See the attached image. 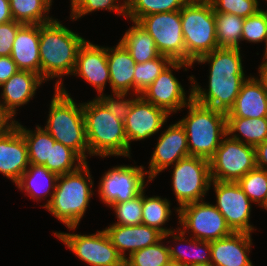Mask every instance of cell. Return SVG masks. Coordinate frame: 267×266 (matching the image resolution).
<instances>
[{
  "mask_svg": "<svg viewBox=\"0 0 267 266\" xmlns=\"http://www.w3.org/2000/svg\"><path fill=\"white\" fill-rule=\"evenodd\" d=\"M215 12L229 13L243 18L261 10L260 0H208Z\"/></svg>",
  "mask_w": 267,
  "mask_h": 266,
  "instance_id": "60d3db41",
  "label": "cell"
},
{
  "mask_svg": "<svg viewBox=\"0 0 267 266\" xmlns=\"http://www.w3.org/2000/svg\"><path fill=\"white\" fill-rule=\"evenodd\" d=\"M82 36L63 25L57 18L39 25L40 76L47 82L58 78L55 89H60L63 77L73 74L77 53L85 42Z\"/></svg>",
  "mask_w": 267,
  "mask_h": 266,
  "instance_id": "7a4b0ae2",
  "label": "cell"
},
{
  "mask_svg": "<svg viewBox=\"0 0 267 266\" xmlns=\"http://www.w3.org/2000/svg\"><path fill=\"white\" fill-rule=\"evenodd\" d=\"M267 24L265 13L259 10L256 14L244 18L241 41L249 43L266 42Z\"/></svg>",
  "mask_w": 267,
  "mask_h": 266,
  "instance_id": "b9f144b4",
  "label": "cell"
},
{
  "mask_svg": "<svg viewBox=\"0 0 267 266\" xmlns=\"http://www.w3.org/2000/svg\"><path fill=\"white\" fill-rule=\"evenodd\" d=\"M259 77L258 80L261 82L263 88L267 91V55H263V60L260 66L257 68Z\"/></svg>",
  "mask_w": 267,
  "mask_h": 266,
  "instance_id": "c3c4849f",
  "label": "cell"
},
{
  "mask_svg": "<svg viewBox=\"0 0 267 266\" xmlns=\"http://www.w3.org/2000/svg\"><path fill=\"white\" fill-rule=\"evenodd\" d=\"M10 57L19 70L40 75L39 25L24 24L18 30Z\"/></svg>",
  "mask_w": 267,
  "mask_h": 266,
  "instance_id": "d4e9b609",
  "label": "cell"
},
{
  "mask_svg": "<svg viewBox=\"0 0 267 266\" xmlns=\"http://www.w3.org/2000/svg\"><path fill=\"white\" fill-rule=\"evenodd\" d=\"M261 10L265 13V18H266V24H267V10H264L261 8ZM265 44V49H264V54L263 55H267V35H266V42L264 43Z\"/></svg>",
  "mask_w": 267,
  "mask_h": 266,
  "instance_id": "f907efd6",
  "label": "cell"
},
{
  "mask_svg": "<svg viewBox=\"0 0 267 266\" xmlns=\"http://www.w3.org/2000/svg\"><path fill=\"white\" fill-rule=\"evenodd\" d=\"M85 161L71 148L60 142L51 145L50 163L44 166L57 176L77 170Z\"/></svg>",
  "mask_w": 267,
  "mask_h": 266,
  "instance_id": "e575fe53",
  "label": "cell"
},
{
  "mask_svg": "<svg viewBox=\"0 0 267 266\" xmlns=\"http://www.w3.org/2000/svg\"><path fill=\"white\" fill-rule=\"evenodd\" d=\"M173 60L165 55L146 61L136 63L134 67V94L140 95Z\"/></svg>",
  "mask_w": 267,
  "mask_h": 266,
  "instance_id": "d590c367",
  "label": "cell"
},
{
  "mask_svg": "<svg viewBox=\"0 0 267 266\" xmlns=\"http://www.w3.org/2000/svg\"><path fill=\"white\" fill-rule=\"evenodd\" d=\"M131 94L112 93L111 95L100 94L96 98L107 108V110L122 122L125 121L128 113L131 111L134 100L139 96L132 94L131 98H125ZM135 95V97H134ZM133 97V98H132Z\"/></svg>",
  "mask_w": 267,
  "mask_h": 266,
  "instance_id": "7bdbcfd3",
  "label": "cell"
},
{
  "mask_svg": "<svg viewBox=\"0 0 267 266\" xmlns=\"http://www.w3.org/2000/svg\"><path fill=\"white\" fill-rule=\"evenodd\" d=\"M145 191H143L142 224L157 229L163 235L175 230L163 227L172 215L170 200L157 195L148 197Z\"/></svg>",
  "mask_w": 267,
  "mask_h": 266,
  "instance_id": "1f68e13d",
  "label": "cell"
},
{
  "mask_svg": "<svg viewBox=\"0 0 267 266\" xmlns=\"http://www.w3.org/2000/svg\"><path fill=\"white\" fill-rule=\"evenodd\" d=\"M107 64L111 93L134 94V67L136 63L122 43L118 42L114 47H107Z\"/></svg>",
  "mask_w": 267,
  "mask_h": 266,
  "instance_id": "cb8c5ba5",
  "label": "cell"
},
{
  "mask_svg": "<svg viewBox=\"0 0 267 266\" xmlns=\"http://www.w3.org/2000/svg\"><path fill=\"white\" fill-rule=\"evenodd\" d=\"M178 225L185 234L203 241H213L230 235L233 231L227 225L221 212L204 200L185 204L178 208ZM187 232V233H186Z\"/></svg>",
  "mask_w": 267,
  "mask_h": 266,
  "instance_id": "30bf717a",
  "label": "cell"
},
{
  "mask_svg": "<svg viewBox=\"0 0 267 266\" xmlns=\"http://www.w3.org/2000/svg\"><path fill=\"white\" fill-rule=\"evenodd\" d=\"M256 151V165L258 168L267 171V140L255 147Z\"/></svg>",
  "mask_w": 267,
  "mask_h": 266,
  "instance_id": "bcb514c9",
  "label": "cell"
},
{
  "mask_svg": "<svg viewBox=\"0 0 267 266\" xmlns=\"http://www.w3.org/2000/svg\"><path fill=\"white\" fill-rule=\"evenodd\" d=\"M54 235L88 266H119L124 261L104 229L88 235L60 231Z\"/></svg>",
  "mask_w": 267,
  "mask_h": 266,
  "instance_id": "4fadbf2b",
  "label": "cell"
},
{
  "mask_svg": "<svg viewBox=\"0 0 267 266\" xmlns=\"http://www.w3.org/2000/svg\"><path fill=\"white\" fill-rule=\"evenodd\" d=\"M237 183L252 203L262 206L267 198V171L254 168L241 177Z\"/></svg>",
  "mask_w": 267,
  "mask_h": 266,
  "instance_id": "f35d334b",
  "label": "cell"
},
{
  "mask_svg": "<svg viewBox=\"0 0 267 266\" xmlns=\"http://www.w3.org/2000/svg\"><path fill=\"white\" fill-rule=\"evenodd\" d=\"M226 129L230 138L256 147L267 140V117H226Z\"/></svg>",
  "mask_w": 267,
  "mask_h": 266,
  "instance_id": "83f0119b",
  "label": "cell"
},
{
  "mask_svg": "<svg viewBox=\"0 0 267 266\" xmlns=\"http://www.w3.org/2000/svg\"><path fill=\"white\" fill-rule=\"evenodd\" d=\"M82 109L90 157H129L124 122L111 114L96 97L83 102Z\"/></svg>",
  "mask_w": 267,
  "mask_h": 266,
  "instance_id": "277c9868",
  "label": "cell"
},
{
  "mask_svg": "<svg viewBox=\"0 0 267 266\" xmlns=\"http://www.w3.org/2000/svg\"><path fill=\"white\" fill-rule=\"evenodd\" d=\"M43 83L45 81L39 74L28 70H18L0 86L2 87L0 109L16 121L14 118L17 109L28 104Z\"/></svg>",
  "mask_w": 267,
  "mask_h": 266,
  "instance_id": "d6986e66",
  "label": "cell"
},
{
  "mask_svg": "<svg viewBox=\"0 0 267 266\" xmlns=\"http://www.w3.org/2000/svg\"><path fill=\"white\" fill-rule=\"evenodd\" d=\"M70 0V19L73 21L99 10H108L126 19V0ZM120 2V3H119Z\"/></svg>",
  "mask_w": 267,
  "mask_h": 266,
  "instance_id": "8d00e7d4",
  "label": "cell"
},
{
  "mask_svg": "<svg viewBox=\"0 0 267 266\" xmlns=\"http://www.w3.org/2000/svg\"><path fill=\"white\" fill-rule=\"evenodd\" d=\"M119 266H131V265L124 260Z\"/></svg>",
  "mask_w": 267,
  "mask_h": 266,
  "instance_id": "11a10c76",
  "label": "cell"
},
{
  "mask_svg": "<svg viewBox=\"0 0 267 266\" xmlns=\"http://www.w3.org/2000/svg\"><path fill=\"white\" fill-rule=\"evenodd\" d=\"M189 266H213L211 263H194Z\"/></svg>",
  "mask_w": 267,
  "mask_h": 266,
  "instance_id": "816d5d0a",
  "label": "cell"
},
{
  "mask_svg": "<svg viewBox=\"0 0 267 266\" xmlns=\"http://www.w3.org/2000/svg\"><path fill=\"white\" fill-rule=\"evenodd\" d=\"M129 27L119 40L128 50L135 63H144L146 61L158 58L161 54L158 52L154 39L151 35L136 21Z\"/></svg>",
  "mask_w": 267,
  "mask_h": 266,
  "instance_id": "f1b7e54d",
  "label": "cell"
},
{
  "mask_svg": "<svg viewBox=\"0 0 267 266\" xmlns=\"http://www.w3.org/2000/svg\"><path fill=\"white\" fill-rule=\"evenodd\" d=\"M164 237L156 244L140 249L125 261L131 266H164L171 261L169 248L164 244Z\"/></svg>",
  "mask_w": 267,
  "mask_h": 266,
  "instance_id": "74e56055",
  "label": "cell"
},
{
  "mask_svg": "<svg viewBox=\"0 0 267 266\" xmlns=\"http://www.w3.org/2000/svg\"><path fill=\"white\" fill-rule=\"evenodd\" d=\"M23 25L14 20L0 24V56L11 55L16 34Z\"/></svg>",
  "mask_w": 267,
  "mask_h": 266,
  "instance_id": "ee69618b",
  "label": "cell"
},
{
  "mask_svg": "<svg viewBox=\"0 0 267 266\" xmlns=\"http://www.w3.org/2000/svg\"><path fill=\"white\" fill-rule=\"evenodd\" d=\"M14 124L19 128L27 143L29 163L35 165L50 163L51 145L55 143L52 136L39 125L35 130H31L18 121Z\"/></svg>",
  "mask_w": 267,
  "mask_h": 266,
  "instance_id": "4dcf8cb0",
  "label": "cell"
},
{
  "mask_svg": "<svg viewBox=\"0 0 267 266\" xmlns=\"http://www.w3.org/2000/svg\"><path fill=\"white\" fill-rule=\"evenodd\" d=\"M261 207H262L264 210L267 211V198H266L265 202L262 204Z\"/></svg>",
  "mask_w": 267,
  "mask_h": 266,
  "instance_id": "db71d44e",
  "label": "cell"
},
{
  "mask_svg": "<svg viewBox=\"0 0 267 266\" xmlns=\"http://www.w3.org/2000/svg\"><path fill=\"white\" fill-rule=\"evenodd\" d=\"M192 66V64L184 61H172L140 95L169 115L177 113L193 99L192 76H189L191 88L187 96L184 87L174 76L172 69L179 71L183 68L184 71H187V68H192Z\"/></svg>",
  "mask_w": 267,
  "mask_h": 266,
  "instance_id": "7c38bea8",
  "label": "cell"
},
{
  "mask_svg": "<svg viewBox=\"0 0 267 266\" xmlns=\"http://www.w3.org/2000/svg\"><path fill=\"white\" fill-rule=\"evenodd\" d=\"M226 117H267V91L255 76H248L243 82L234 105Z\"/></svg>",
  "mask_w": 267,
  "mask_h": 266,
  "instance_id": "603a6c76",
  "label": "cell"
},
{
  "mask_svg": "<svg viewBox=\"0 0 267 266\" xmlns=\"http://www.w3.org/2000/svg\"><path fill=\"white\" fill-rule=\"evenodd\" d=\"M29 164L27 143L14 124L0 137V173L15 184Z\"/></svg>",
  "mask_w": 267,
  "mask_h": 266,
  "instance_id": "ffe728a7",
  "label": "cell"
},
{
  "mask_svg": "<svg viewBox=\"0 0 267 266\" xmlns=\"http://www.w3.org/2000/svg\"><path fill=\"white\" fill-rule=\"evenodd\" d=\"M72 75L82 77L84 81L95 87L98 95L103 94L105 85L109 83L110 86L107 47L85 40L78 50L76 66Z\"/></svg>",
  "mask_w": 267,
  "mask_h": 266,
  "instance_id": "ac0fdd59",
  "label": "cell"
},
{
  "mask_svg": "<svg viewBox=\"0 0 267 266\" xmlns=\"http://www.w3.org/2000/svg\"><path fill=\"white\" fill-rule=\"evenodd\" d=\"M170 115L139 95L133 102L125 121V133L131 159V142L145 140L157 134Z\"/></svg>",
  "mask_w": 267,
  "mask_h": 266,
  "instance_id": "e0dca14e",
  "label": "cell"
},
{
  "mask_svg": "<svg viewBox=\"0 0 267 266\" xmlns=\"http://www.w3.org/2000/svg\"><path fill=\"white\" fill-rule=\"evenodd\" d=\"M57 179L58 176L49 171L44 165L29 164L15 185L21 192H26V195L32 200L41 202V200H45L48 197L46 203L40 205V207L45 208L52 199Z\"/></svg>",
  "mask_w": 267,
  "mask_h": 266,
  "instance_id": "484cf974",
  "label": "cell"
},
{
  "mask_svg": "<svg viewBox=\"0 0 267 266\" xmlns=\"http://www.w3.org/2000/svg\"><path fill=\"white\" fill-rule=\"evenodd\" d=\"M14 122L0 109V137L14 125Z\"/></svg>",
  "mask_w": 267,
  "mask_h": 266,
  "instance_id": "681fc988",
  "label": "cell"
},
{
  "mask_svg": "<svg viewBox=\"0 0 267 266\" xmlns=\"http://www.w3.org/2000/svg\"><path fill=\"white\" fill-rule=\"evenodd\" d=\"M180 16L185 42V62L192 64L219 48L215 11L208 0H189L180 10Z\"/></svg>",
  "mask_w": 267,
  "mask_h": 266,
  "instance_id": "52a82bcc",
  "label": "cell"
},
{
  "mask_svg": "<svg viewBox=\"0 0 267 266\" xmlns=\"http://www.w3.org/2000/svg\"><path fill=\"white\" fill-rule=\"evenodd\" d=\"M185 235L186 234L180 228H177L163 236L165 239L173 237L172 239L174 240H171L172 242L175 241L174 243H180H176L174 247L168 245L171 261L177 262L181 266H189L194 263H210L211 241L198 240L193 237L187 239L186 237H188V235ZM181 242H183V246L187 245L186 247L190 248V250L186 252V250H188L187 248H180V246H182ZM191 251L193 253L192 255H189Z\"/></svg>",
  "mask_w": 267,
  "mask_h": 266,
  "instance_id": "4316f807",
  "label": "cell"
},
{
  "mask_svg": "<svg viewBox=\"0 0 267 266\" xmlns=\"http://www.w3.org/2000/svg\"><path fill=\"white\" fill-rule=\"evenodd\" d=\"M9 0H0V24L12 21Z\"/></svg>",
  "mask_w": 267,
  "mask_h": 266,
  "instance_id": "7dc6e473",
  "label": "cell"
},
{
  "mask_svg": "<svg viewBox=\"0 0 267 266\" xmlns=\"http://www.w3.org/2000/svg\"><path fill=\"white\" fill-rule=\"evenodd\" d=\"M188 156L190 154L184 127L179 121L169 124L157 139L148 164L149 170H146L148 179L153 181L159 173Z\"/></svg>",
  "mask_w": 267,
  "mask_h": 266,
  "instance_id": "2e32d148",
  "label": "cell"
},
{
  "mask_svg": "<svg viewBox=\"0 0 267 266\" xmlns=\"http://www.w3.org/2000/svg\"><path fill=\"white\" fill-rule=\"evenodd\" d=\"M138 23L154 39L161 55L168 56L173 61L185 62V42L180 10L146 15Z\"/></svg>",
  "mask_w": 267,
  "mask_h": 266,
  "instance_id": "5bb4252c",
  "label": "cell"
},
{
  "mask_svg": "<svg viewBox=\"0 0 267 266\" xmlns=\"http://www.w3.org/2000/svg\"><path fill=\"white\" fill-rule=\"evenodd\" d=\"M18 70L16 63L10 56H0V86Z\"/></svg>",
  "mask_w": 267,
  "mask_h": 266,
  "instance_id": "f6af8a7d",
  "label": "cell"
},
{
  "mask_svg": "<svg viewBox=\"0 0 267 266\" xmlns=\"http://www.w3.org/2000/svg\"><path fill=\"white\" fill-rule=\"evenodd\" d=\"M189 0H126V19L138 22L154 13L181 10Z\"/></svg>",
  "mask_w": 267,
  "mask_h": 266,
  "instance_id": "836d02e7",
  "label": "cell"
},
{
  "mask_svg": "<svg viewBox=\"0 0 267 266\" xmlns=\"http://www.w3.org/2000/svg\"><path fill=\"white\" fill-rule=\"evenodd\" d=\"M184 108H188V115L179 122L187 135L189 154L210 160L227 135L226 112L200 105L193 99Z\"/></svg>",
  "mask_w": 267,
  "mask_h": 266,
  "instance_id": "8992f818",
  "label": "cell"
},
{
  "mask_svg": "<svg viewBox=\"0 0 267 266\" xmlns=\"http://www.w3.org/2000/svg\"><path fill=\"white\" fill-rule=\"evenodd\" d=\"M164 266H181V265H179L177 262L170 261L168 264H166Z\"/></svg>",
  "mask_w": 267,
  "mask_h": 266,
  "instance_id": "f5cc1de1",
  "label": "cell"
},
{
  "mask_svg": "<svg viewBox=\"0 0 267 266\" xmlns=\"http://www.w3.org/2000/svg\"><path fill=\"white\" fill-rule=\"evenodd\" d=\"M209 162L211 180L237 182L257 167L255 147L226 135Z\"/></svg>",
  "mask_w": 267,
  "mask_h": 266,
  "instance_id": "9c48e42d",
  "label": "cell"
},
{
  "mask_svg": "<svg viewBox=\"0 0 267 266\" xmlns=\"http://www.w3.org/2000/svg\"><path fill=\"white\" fill-rule=\"evenodd\" d=\"M48 119L43 127L56 142L75 151L85 162L89 154L82 103L77 104L66 88L54 89Z\"/></svg>",
  "mask_w": 267,
  "mask_h": 266,
  "instance_id": "5b68a950",
  "label": "cell"
},
{
  "mask_svg": "<svg viewBox=\"0 0 267 266\" xmlns=\"http://www.w3.org/2000/svg\"><path fill=\"white\" fill-rule=\"evenodd\" d=\"M241 49L217 48L192 63L210 64L208 89L202 88L192 75V98L203 106L228 112L234 105L243 82L244 73Z\"/></svg>",
  "mask_w": 267,
  "mask_h": 266,
  "instance_id": "6da1fadb",
  "label": "cell"
},
{
  "mask_svg": "<svg viewBox=\"0 0 267 266\" xmlns=\"http://www.w3.org/2000/svg\"><path fill=\"white\" fill-rule=\"evenodd\" d=\"M216 39L220 48H239L244 18L229 13L215 12Z\"/></svg>",
  "mask_w": 267,
  "mask_h": 266,
  "instance_id": "d6a6232c",
  "label": "cell"
},
{
  "mask_svg": "<svg viewBox=\"0 0 267 266\" xmlns=\"http://www.w3.org/2000/svg\"><path fill=\"white\" fill-rule=\"evenodd\" d=\"M88 162L77 170L58 176L51 201L45 207L69 230H76L89 207L94 191Z\"/></svg>",
  "mask_w": 267,
  "mask_h": 266,
  "instance_id": "3957f363",
  "label": "cell"
},
{
  "mask_svg": "<svg viewBox=\"0 0 267 266\" xmlns=\"http://www.w3.org/2000/svg\"><path fill=\"white\" fill-rule=\"evenodd\" d=\"M171 167H173L172 191L179 206L175 208L178 215V208L205 200L206 194L212 189L210 162L201 157L188 156Z\"/></svg>",
  "mask_w": 267,
  "mask_h": 266,
  "instance_id": "ba28073f",
  "label": "cell"
},
{
  "mask_svg": "<svg viewBox=\"0 0 267 266\" xmlns=\"http://www.w3.org/2000/svg\"><path fill=\"white\" fill-rule=\"evenodd\" d=\"M143 192L122 203H113L109 208L114 210L116 225L134 226L142 224Z\"/></svg>",
  "mask_w": 267,
  "mask_h": 266,
  "instance_id": "ab89813d",
  "label": "cell"
},
{
  "mask_svg": "<svg viewBox=\"0 0 267 266\" xmlns=\"http://www.w3.org/2000/svg\"><path fill=\"white\" fill-rule=\"evenodd\" d=\"M144 168L142 165H119L105 171L98 183L100 201L109 207L113 203L131 200L142 193L151 182L150 179L145 182L148 176Z\"/></svg>",
  "mask_w": 267,
  "mask_h": 266,
  "instance_id": "8fae6325",
  "label": "cell"
},
{
  "mask_svg": "<svg viewBox=\"0 0 267 266\" xmlns=\"http://www.w3.org/2000/svg\"><path fill=\"white\" fill-rule=\"evenodd\" d=\"M53 0H9L14 21L22 24L40 25L53 21L48 13Z\"/></svg>",
  "mask_w": 267,
  "mask_h": 266,
  "instance_id": "f546056e",
  "label": "cell"
},
{
  "mask_svg": "<svg viewBox=\"0 0 267 266\" xmlns=\"http://www.w3.org/2000/svg\"><path fill=\"white\" fill-rule=\"evenodd\" d=\"M210 186L216 195L214 206L221 212L233 232L252 234L256 231L250 223L252 202L237 182L211 180Z\"/></svg>",
  "mask_w": 267,
  "mask_h": 266,
  "instance_id": "9a60e30c",
  "label": "cell"
},
{
  "mask_svg": "<svg viewBox=\"0 0 267 266\" xmlns=\"http://www.w3.org/2000/svg\"><path fill=\"white\" fill-rule=\"evenodd\" d=\"M104 231L124 260L127 255L130 256L140 249L156 244L164 236L157 229L144 224L134 226L112 224Z\"/></svg>",
  "mask_w": 267,
  "mask_h": 266,
  "instance_id": "44dd1931",
  "label": "cell"
},
{
  "mask_svg": "<svg viewBox=\"0 0 267 266\" xmlns=\"http://www.w3.org/2000/svg\"><path fill=\"white\" fill-rule=\"evenodd\" d=\"M252 235L232 232L221 239L211 241V264L213 266H255L248 254L252 248Z\"/></svg>",
  "mask_w": 267,
  "mask_h": 266,
  "instance_id": "7402d4cb",
  "label": "cell"
}]
</instances>
